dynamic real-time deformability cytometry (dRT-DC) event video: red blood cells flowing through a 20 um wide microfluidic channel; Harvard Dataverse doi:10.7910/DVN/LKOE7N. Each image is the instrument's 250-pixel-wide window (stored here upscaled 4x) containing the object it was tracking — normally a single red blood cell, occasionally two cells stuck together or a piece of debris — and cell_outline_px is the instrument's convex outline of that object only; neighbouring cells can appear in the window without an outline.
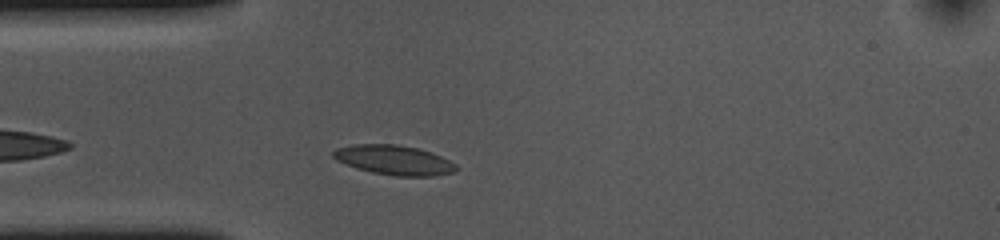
{"species": "common noctule bat (a hibernating species)", "species_latin": "Nyctalus noctula", "temperature_condition": "cold", "stored_images_in_passage": 29, "camera_frame_rate_fps": 3000, "um_per_image_px": 0.085, "animal": {"sex": "female", "body_mass_g": 10.0, "forearm_length_mm": 53.1}, "frame": {"image": 1, "passage_image": 5, "time_ms": 1.333, "image_size_px": [1000, 240], "cell_outline_px": [[460, 168], [456, 172], [432, 176], [396, 176], [372, 172], [356, 168], [344, 164], [336, 160], [332, 156], [332, 152], [336, 148], [352, 144], [396, 144], [416, 148], [440, 156], [456, 164]], "centroid_in_image_um": [33.47, 13.61], "position_along_channel_um": 51.5, "area_um2": 21.27}}
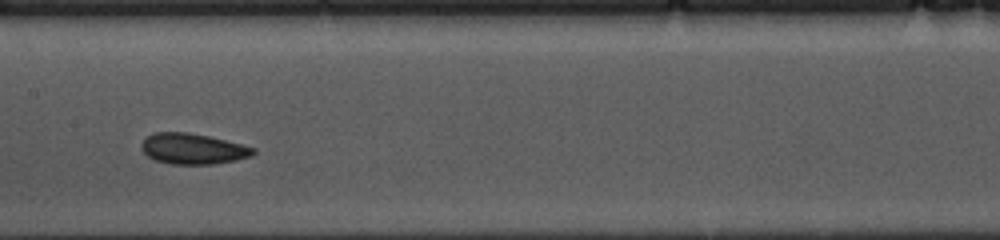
{"frame": {"image": 2, "passage_image": 17, "time_ms": 5.333, "image_size_px": [1000, 240], "cell_outline_px": [[256, 152], [252, 156], [236, 160], [212, 164], [172, 164], [156, 160], [148, 156], [140, 148], [140, 144], [152, 132], [188, 132], [208, 136], [256, 148]], "centroid_in_image_um": [16.39, 12.64], "position_along_channel_um": 191.0, "area_um2": 19.94}}
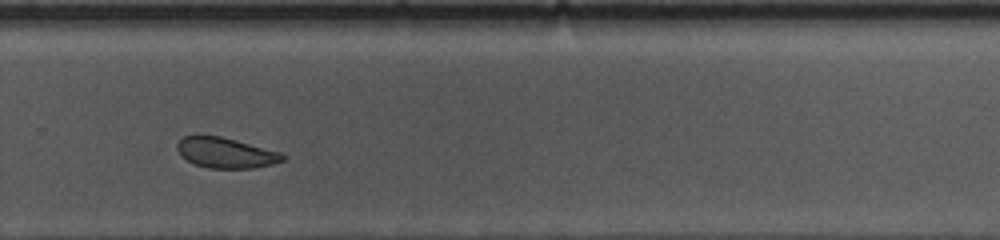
{"frame": {"image": 3, "passage_image": 27, "time_ms": 8.667, "image_size_px": [1000, 240], "cell_outline_px": [[288, 156], [284, 160], [272, 164], [252, 168], [208, 168], [196, 164], [180, 156], [176, 148], [176, 144], [184, 136], [196, 132], [200, 132], [220, 136], [280, 152]], "centroid_in_image_um": [19.12, 12.95], "position_along_channel_um": 310.7, "area_um2": 19.07}}